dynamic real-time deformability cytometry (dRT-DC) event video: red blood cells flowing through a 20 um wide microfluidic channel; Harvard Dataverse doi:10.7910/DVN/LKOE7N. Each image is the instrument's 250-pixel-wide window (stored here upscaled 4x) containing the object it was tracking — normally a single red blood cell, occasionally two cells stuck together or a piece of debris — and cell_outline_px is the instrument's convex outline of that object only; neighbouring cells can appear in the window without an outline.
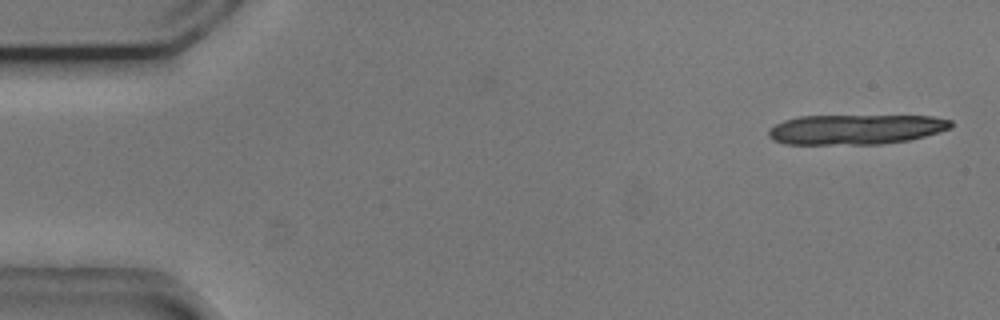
{"species": "common noctule bat (a hibernating species)", "species_latin": "Nyctalus noctula", "temperature_condition": "cold", "stored_images_in_passage": 17, "camera_frame_rate_fps": 3000, "um_per_image_px": 0.085, "animal": {"sex": "male", "body_mass_g": 20.5, "forearm_length_mm": 52.5}, "frame": {"image": 1, "passage_image": 2, "time_ms": 0.333, "image_size_px": [1000, 320], "cell_outline_px": [[952, 128], [940, 132], [908, 140], [880, 144], [784, 144], [772, 140], [768, 136], [768, 132], [776, 124], [784, 120], [800, 116], [932, 116], [952, 120]], "centroid_in_image_um": [72.75, 11.0], "position_along_channel_um": 12.3, "area_um2": 31.85}}